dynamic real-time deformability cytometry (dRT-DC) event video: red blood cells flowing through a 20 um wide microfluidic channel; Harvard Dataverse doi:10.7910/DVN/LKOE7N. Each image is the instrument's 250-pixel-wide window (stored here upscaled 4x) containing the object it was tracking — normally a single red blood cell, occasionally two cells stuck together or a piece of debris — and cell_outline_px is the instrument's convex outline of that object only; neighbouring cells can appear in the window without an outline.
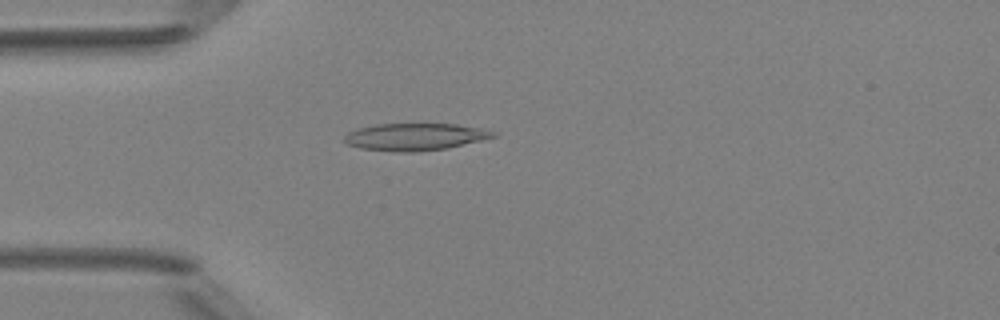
{"species": "Egyptian fruit bat (a non-hibernating species)", "species_latin": "Rousettus aegyptiacus", "temperature_condition": "room temperature", "stored_images_in_passage": 4, "camera_frame_rate_fps": 3000, "um_per_image_px": 0.085, "animal": {"sex": "female"}, "frame": {"image": 1, "passage_image": 4, "time_ms": 3.667, "image_size_px": [1000, 320], "cell_outline_px": [[496, 136], [448, 148], [412, 152], [396, 152], [360, 148], [348, 144], [344, 140], [344, 136], [348, 132], [356, 128], [376, 124], [456, 124], [480, 128], [496, 132]], "centroid_in_image_um": [35.24, 11.63], "position_along_channel_um": 49.8, "area_um2": 23.47}}